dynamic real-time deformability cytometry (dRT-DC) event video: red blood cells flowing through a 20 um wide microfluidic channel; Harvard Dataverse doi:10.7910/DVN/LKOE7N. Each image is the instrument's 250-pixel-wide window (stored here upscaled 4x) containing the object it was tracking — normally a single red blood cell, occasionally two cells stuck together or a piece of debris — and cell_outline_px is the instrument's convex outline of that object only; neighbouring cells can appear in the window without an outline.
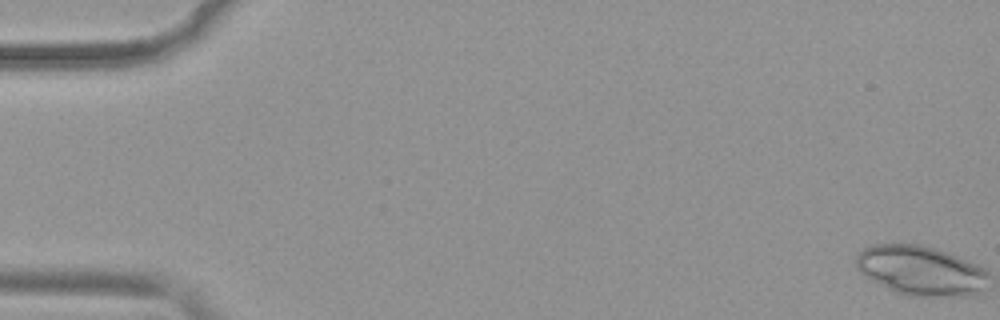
{"species": "common noctule bat (a hibernating species)", "species_latin": "Nyctalus noctula", "temperature_condition": "warm", "stored_images_in_passage": 51, "camera_frame_rate_fps": 3000, "um_per_image_px": 0.085, "animal": {"sex": "female", "body_mass_g": 19.9}, "frame": {"image": 1, "passage_image": 1, "time_ms": 0.0, "image_size_px": [1000, 320], "cell_outline_px": [[976, 272], [964, 288], [952, 292], [916, 292], [900, 288], [876, 276], [872, 272], [868, 252], [872, 248], [916, 248], [932, 252], [944, 256], [972, 268]], "centroid_in_image_um": [78.14, 22.95], "position_along_channel_um": 6.9, "area_um2": 25.49}}
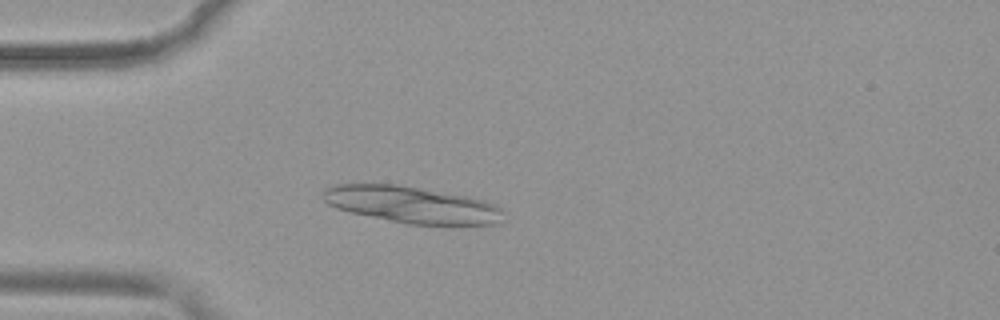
{"frame": {"image": 2, "passage_image": 15, "time_ms": 4.667, "image_size_px": [1000, 320], "cell_outline_px": [[488, 208], [480, 224], [420, 224], [396, 220], [356, 212], [340, 208], [332, 204], [336, 188], [352, 184], [384, 184], [408, 188], [468, 200], [480, 204]], "centroid_in_image_um": [34.67, 17.41], "position_along_channel_um": 50.3, "area_um2": 31.21}, "authors_computed_cell_mechanics": {"area_um2": 14.6234, "velocity_mm_per_s": 3.9577, "shape_relaxation_time_tau1_ms": null, "shape_relaxation_time_tau2_ms": 4.2795, "deformation_change_tau1": null, "deformation_change_tau2": 0.0723}}